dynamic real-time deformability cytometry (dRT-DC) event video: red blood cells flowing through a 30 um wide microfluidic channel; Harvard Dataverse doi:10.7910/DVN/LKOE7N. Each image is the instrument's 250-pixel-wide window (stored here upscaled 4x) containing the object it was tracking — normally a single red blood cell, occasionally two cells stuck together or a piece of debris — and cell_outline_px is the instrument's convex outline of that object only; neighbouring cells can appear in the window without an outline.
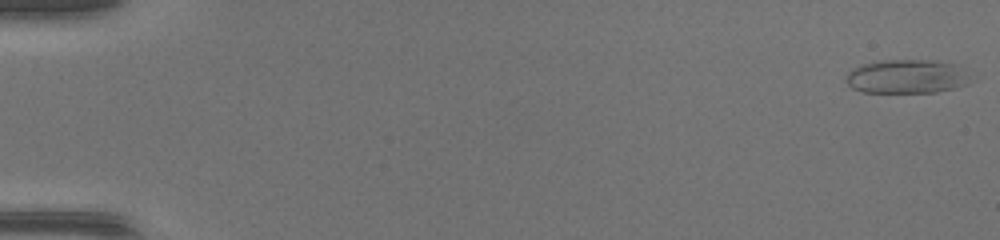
{"species": "common noctule bat (a hibernating species)", "species_latin": "Nyctalus noctula", "temperature_condition": "warm", "stored_images_in_passage": 49, "camera_frame_rate_fps": 3000, "um_per_image_px": 0.085, "animal": {"sex": "female", "body_mass_g": 17.0, "forearm_length_mm": 48.0}, "frame": {"image": 1, "passage_image": 1, "time_ms": 0.0, "image_size_px": [1000, 240], "cell_outline_px": [[968, 84], [936, 92], [860, 92], [852, 88], [844, 80], [848, 72], [852, 68], [864, 64], [880, 60], [932, 60], [956, 64], [964, 76]], "centroid_in_image_um": [76.95, 6.5], "position_along_channel_um": 8.1, "area_um2": 24.16}}
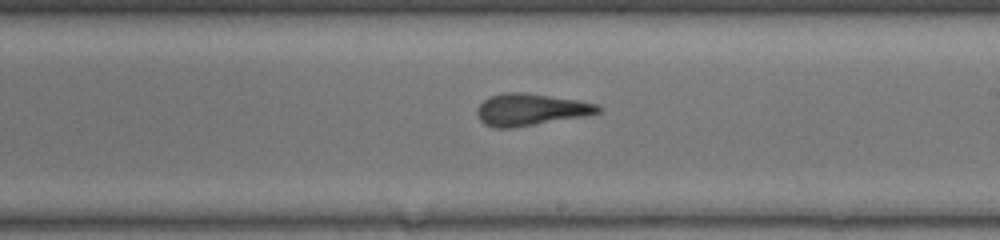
{"frame": {"image": 2, "passage_image": 30, "time_ms": 9.667, "image_size_px": [1000, 240], "cell_outline_px": [[604, 108], [600, 112], [584, 116], [512, 128], [492, 128], [484, 124], [480, 120], [476, 112], [476, 108], [484, 100], [492, 96], [504, 92], [524, 92], [576, 100], [600, 104]], "centroid_in_image_um": [45.1, 9.32], "position_along_channel_um": 243.9, "area_um2": 22.54}}
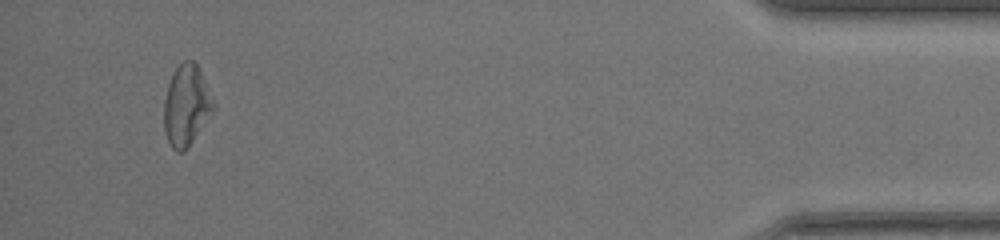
{"frame": {"image": 3, "passage_image": 47, "time_ms": 15.333, "image_size_px": [1000, 240], "cell_outline_px": [[216, 108], [188, 148], [184, 152], [176, 152], [172, 148], [164, 132], [164, 100], [168, 84], [176, 68], [184, 60], [192, 60], [196, 64], [216, 104]], "centroid_in_image_um": [15.85, 9.01], "position_along_channel_um": 419.4, "area_um2": 23.29}, "authors_computed_cell_mechanics": {"area_um2": 23.2934, "velocity_mm_per_s": 4.3075, "shape_relaxation_time_tau1_ms": null, "shape_relaxation_time_tau2_ms": 1.8595, "deformation_change_tau1": null, "deformation_change_tau2": 0.0845}}